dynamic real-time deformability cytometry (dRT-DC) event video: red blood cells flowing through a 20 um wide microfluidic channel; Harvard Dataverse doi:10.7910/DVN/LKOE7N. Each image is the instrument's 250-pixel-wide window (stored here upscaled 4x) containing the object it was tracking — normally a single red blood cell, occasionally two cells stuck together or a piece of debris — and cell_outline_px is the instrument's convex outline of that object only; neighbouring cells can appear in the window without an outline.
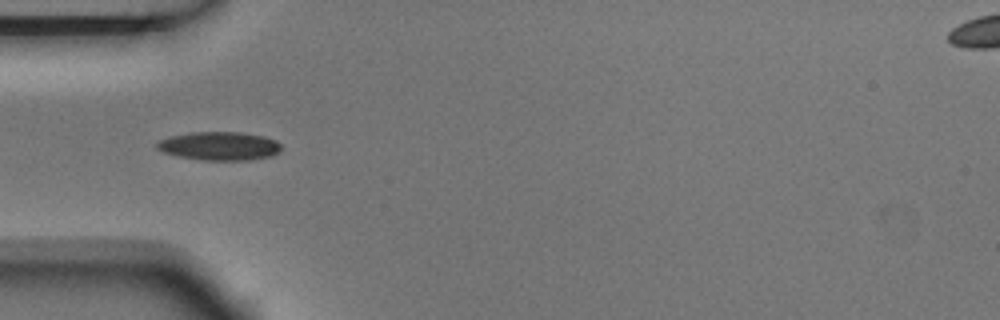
{"species": "Egyptian fruit bat (a non-hibernating species)", "species_latin": "Rousettus aegyptiacus", "temperature_condition": "room temperature", "stored_images_in_passage": 9, "camera_frame_rate_fps": 3000, "um_per_image_px": 0.085, "animal": {"sex": "male"}, "frame": {"image": 1, "passage_image": 4, "time_ms": 1.0, "image_size_px": [1000, 320], "cell_outline_px": [[280, 152], [272, 156], [248, 160], [200, 160], [180, 156], [164, 152], [156, 148], [156, 144], [160, 140], [172, 136], [192, 132], [240, 132], [264, 136], [276, 140], [280, 144]], "centroid_in_image_um": [18.68, 12.41], "position_along_channel_um": 66.3, "area_um2": 20.58}}
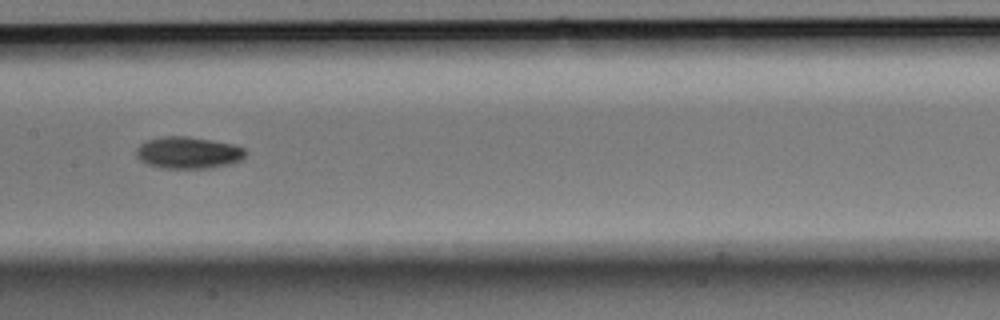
{"frame": {"image": 2, "passage_image": 7, "time_ms": 2.0, "image_size_px": [1000, 320], "cell_outline_px": [[248, 152], [240, 160], [232, 164], [212, 168], [160, 168], [148, 164], [140, 160], [136, 156], [136, 148], [140, 144], [148, 140], [164, 136], [188, 136], [212, 140], [232, 144], [244, 148]], "centroid_in_image_um": [16.01, 12.98], "position_along_channel_um": 191.4, "area_um2": 20.4}}
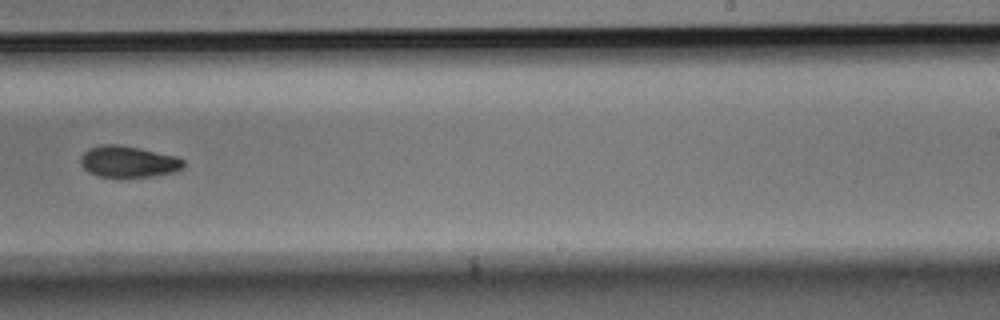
{"frame": {"image": 3, "passage_image": 9, "time_ms": 2.667, "image_size_px": [1000, 320], "cell_outline_px": [[184, 168], [176, 172], [152, 176], [96, 176], [88, 172], [80, 164], [80, 156], [88, 148], [100, 144], [116, 144], [140, 148], [176, 156], [184, 160]], "centroid_in_image_um": [10.9, 13.73], "position_along_channel_um": 278.1, "area_um2": 18.9}}